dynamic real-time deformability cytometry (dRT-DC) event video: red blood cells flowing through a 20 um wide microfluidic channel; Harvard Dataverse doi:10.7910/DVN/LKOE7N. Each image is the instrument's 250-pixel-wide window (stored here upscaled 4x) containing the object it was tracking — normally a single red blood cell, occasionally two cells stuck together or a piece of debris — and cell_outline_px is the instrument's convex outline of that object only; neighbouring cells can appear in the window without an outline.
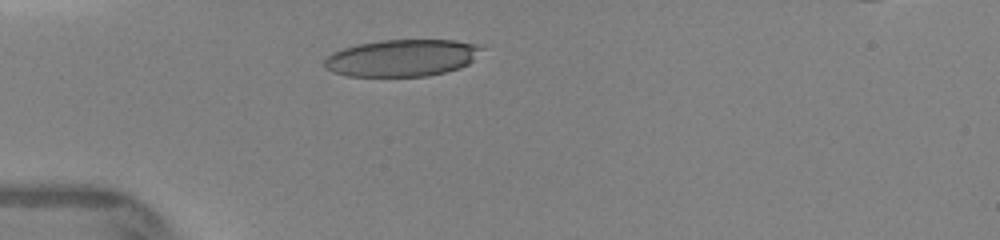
{"species": "human", "species_latin": "Homo sapiens", "temperature_condition": "warm", "stored_images_in_passage": 3, "camera_frame_rate_fps": 3000, "um_per_image_px": 0.085, "donor": {"sex": "female"}, "frame": {"image": 1, "passage_image": 1, "time_ms": 0.0, "image_size_px": [1000, 240], "cell_outline_px": [[484, 48], [468, 64], [460, 68], [428, 76], [348, 76], [332, 72], [324, 68], [324, 60], [332, 52], [356, 44], [380, 40], [452, 40], [476, 44]], "centroid_in_image_um": [34.13, 4.92], "position_along_channel_um": 50.9, "area_um2": 33.87}}